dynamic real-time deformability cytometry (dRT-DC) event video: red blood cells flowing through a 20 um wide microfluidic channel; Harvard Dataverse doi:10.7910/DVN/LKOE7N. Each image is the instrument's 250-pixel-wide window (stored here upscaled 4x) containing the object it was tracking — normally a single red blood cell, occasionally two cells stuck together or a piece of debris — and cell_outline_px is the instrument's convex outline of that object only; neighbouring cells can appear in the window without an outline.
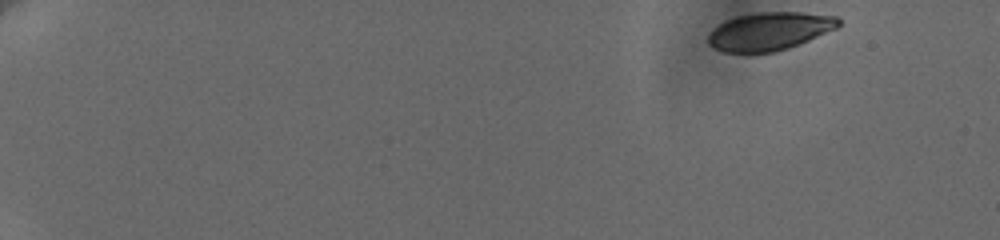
{"species": "human", "species_latin": "Homo sapiens", "temperature_condition": "cold", "stored_images_in_passage": 14, "camera_frame_rate_fps": 3000, "um_per_image_px": 0.085, "donor": {"sex": "female"}, "frame": {"image": 1, "passage_image": 1, "time_ms": 0.0, "image_size_px": [1000, 240], "cell_outline_px": [[840, 24], [836, 28], [808, 40], [788, 48], [776, 52], [724, 52], [708, 44], [708, 36], [720, 24], [728, 20], [740, 16], [760, 12], [800, 12], [836, 16], [840, 20]], "centroid_in_image_um": [65.44, 2.66], "position_along_channel_um": 19.6, "area_um2": 28.32}}
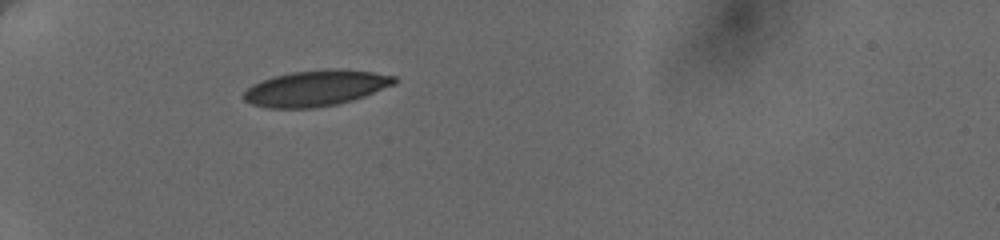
{"frame": {"image": 2, "passage_image": 12, "time_ms": 5.0, "image_size_px": [1000, 240], "cell_outline_px": [[396, 84], [364, 96], [352, 100], [336, 104], [312, 108], [268, 108], [252, 104], [244, 100], [244, 92], [252, 84], [260, 80], [272, 76], [292, 72], [324, 68], [344, 68], [372, 72], [396, 76]], "centroid_in_image_um": [26.85, 7.47], "position_along_channel_um": 58.2, "area_um2": 31.67}}
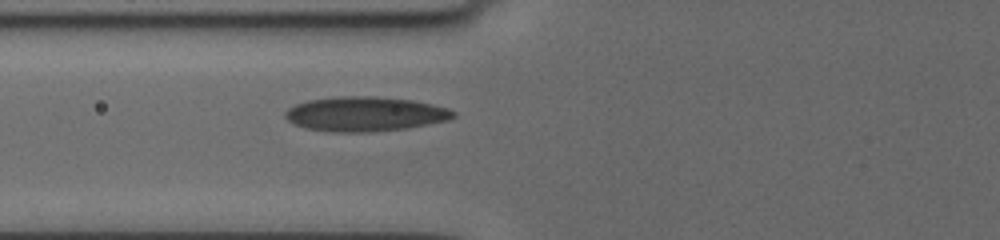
{"frame": {"image": 3, "passage_image": 14, "time_ms": 6.667, "image_size_px": [1000, 240], "cell_outline_px": [[456, 116], [448, 120], [428, 124], [404, 128], [368, 132], [340, 132], [308, 128], [296, 124], [288, 120], [284, 116], [284, 112], [288, 108], [296, 104], [308, 100], [340, 96], [372, 96], [412, 100], [432, 104], [448, 108], [456, 112]], "centroid_in_image_um": [31.05, 9.68], "position_along_channel_um": 94.8, "area_um2": 33.58}}